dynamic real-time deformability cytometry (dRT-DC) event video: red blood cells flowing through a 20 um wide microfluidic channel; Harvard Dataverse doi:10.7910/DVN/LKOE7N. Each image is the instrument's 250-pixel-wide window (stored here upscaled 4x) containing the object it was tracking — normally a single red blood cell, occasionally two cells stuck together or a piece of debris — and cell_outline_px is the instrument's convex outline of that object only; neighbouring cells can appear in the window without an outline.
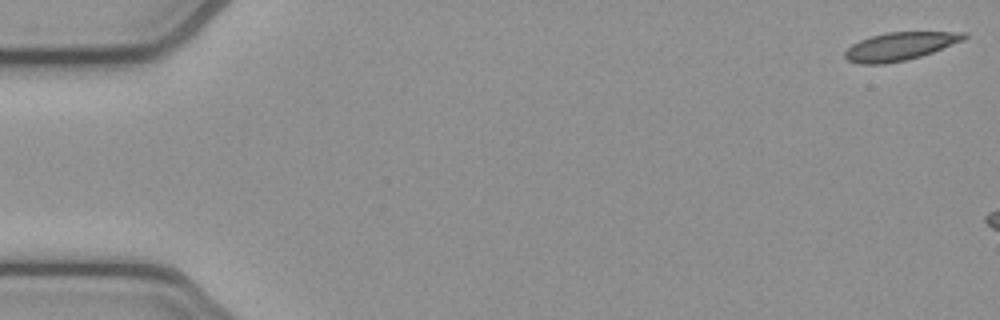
{"species": "common noctule bat (a hibernating species)", "species_latin": "Nyctalus noctula", "temperature_condition": "cold", "stored_images_in_passage": 3, "camera_frame_rate_fps": 3000, "um_per_image_px": 0.085, "animal": {"sex": "female", "body_mass_g": 21.9}, "frame": {"image": 1, "passage_image": 1, "time_ms": 0.0, "image_size_px": [1000, 320], "cell_outline_px": [[968, 36], [964, 40], [932, 52], [920, 56], [904, 60], [884, 64], [860, 64], [848, 60], [844, 56], [844, 52], [852, 44], [860, 40], [872, 36], [888, 32], [968, 32]], "centroid_in_image_um": [76.5, 3.93], "position_along_channel_um": 8.5, "area_um2": 19.31}}